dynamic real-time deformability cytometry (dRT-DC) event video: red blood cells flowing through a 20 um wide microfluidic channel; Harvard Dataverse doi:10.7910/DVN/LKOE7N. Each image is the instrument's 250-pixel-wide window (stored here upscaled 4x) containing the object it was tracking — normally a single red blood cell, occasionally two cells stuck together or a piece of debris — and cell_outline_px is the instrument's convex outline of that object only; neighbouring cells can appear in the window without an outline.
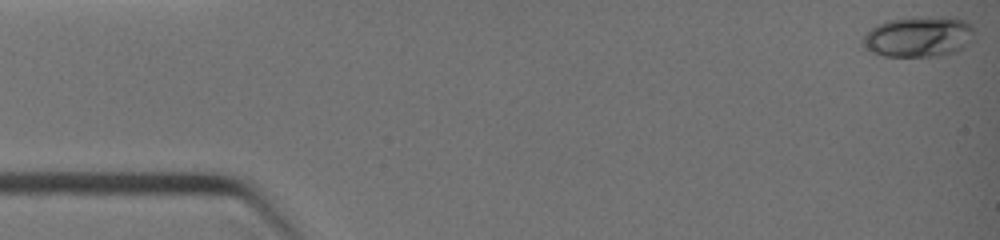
{"species": "common noctule bat (a hibernating species)", "species_latin": "Nyctalus noctula", "temperature_condition": "warm", "stored_images_in_passage": 15, "camera_frame_rate_fps": 3000, "um_per_image_px": 0.085, "animal": {"sex": "female", "body_mass_g": 19.0, "forearm_length_mm": 51.5}, "frame": {"image": 1, "passage_image": 1, "time_ms": 0.0, "image_size_px": [1000, 240], "cell_outline_px": [[976, 28], [972, 40], [964, 48], [956, 52], [940, 56], [884, 56], [868, 52], [860, 44], [860, 40], [876, 24], [888, 20], [924, 16], [952, 16], [964, 20], [972, 24]], "centroid_in_image_um": [78.11, 3.11], "position_along_channel_um": 6.9, "area_um2": 27.22}}
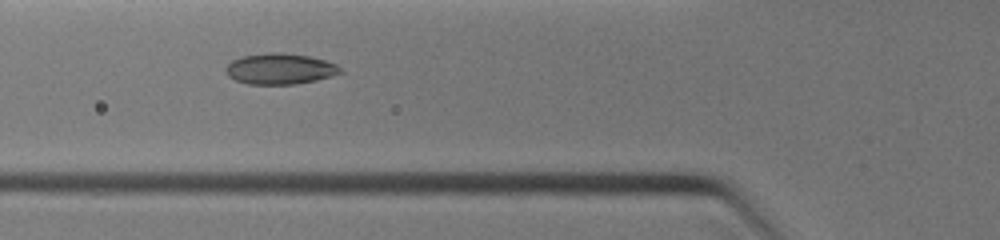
{"frame": {"image": 2, "passage_image": 9, "time_ms": 4.333, "image_size_px": [1000, 240], "cell_outline_px": [[344, 72], [332, 76], [316, 80], [296, 84], [248, 84], [236, 80], [228, 76], [224, 72], [224, 68], [232, 60], [244, 56], [264, 52], [284, 52], [308, 56], [324, 60], [336, 64]], "centroid_in_image_um": [23.78, 5.84], "position_along_channel_um": 102.0, "area_um2": 20.75}}
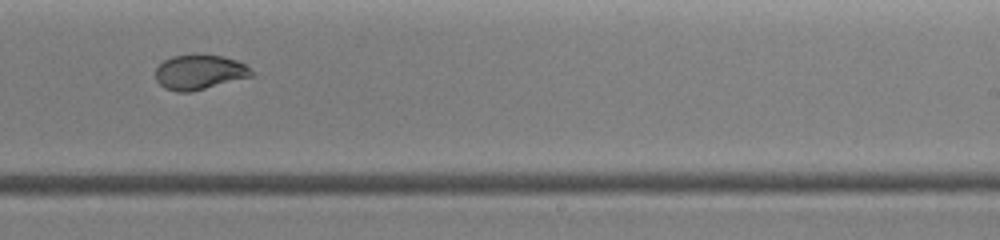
{"frame": {"image": 3, "passage_image": 15, "time_ms": 7.667, "image_size_px": [1000, 240], "cell_outline_px": [[252, 76], [188, 92], [176, 92], [164, 88], [156, 80], [156, 68], [164, 60], [172, 56], [224, 56], [236, 60], [244, 64], [252, 72]], "centroid_in_image_um": [16.91, 6.15], "position_along_channel_um": 272.1, "area_um2": 18.84}}